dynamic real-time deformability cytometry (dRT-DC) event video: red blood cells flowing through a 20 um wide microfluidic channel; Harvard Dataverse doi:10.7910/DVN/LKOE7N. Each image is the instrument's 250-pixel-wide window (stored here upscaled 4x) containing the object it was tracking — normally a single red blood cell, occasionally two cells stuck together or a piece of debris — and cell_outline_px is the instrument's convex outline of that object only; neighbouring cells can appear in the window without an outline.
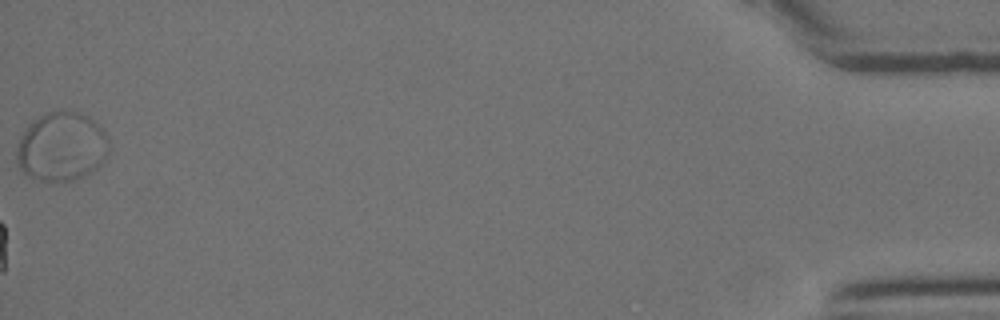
{"species": "Egyptian fruit bat (a non-hibernating species)", "species_latin": "Rousettus aegyptiacus", "temperature_condition": "room temperature", "stored_images_in_passage": 29, "segment_of_instrument_passage": [2, 2], "camera_frame_rate_fps": 3000, "um_per_image_px": 0.085, "animal": {"sex": "female"}, "frame": {"image": 1, "passage_image": 29, "time_ms": 9.333, "image_size_px": [1000, 320], "cell_outline_px": [[108, 156], [92, 172], [84, 176], [72, 180], [40, 180], [28, 176], [20, 168], [16, 160], [16, 148], [28, 124], [32, 120], [48, 112], [68, 108], [80, 112], [88, 116], [100, 124], [104, 128], [108, 136]], "centroid_in_image_um": [5.27, 12.42], "position_along_channel_um": 429.9, "area_um2": 37.57}}